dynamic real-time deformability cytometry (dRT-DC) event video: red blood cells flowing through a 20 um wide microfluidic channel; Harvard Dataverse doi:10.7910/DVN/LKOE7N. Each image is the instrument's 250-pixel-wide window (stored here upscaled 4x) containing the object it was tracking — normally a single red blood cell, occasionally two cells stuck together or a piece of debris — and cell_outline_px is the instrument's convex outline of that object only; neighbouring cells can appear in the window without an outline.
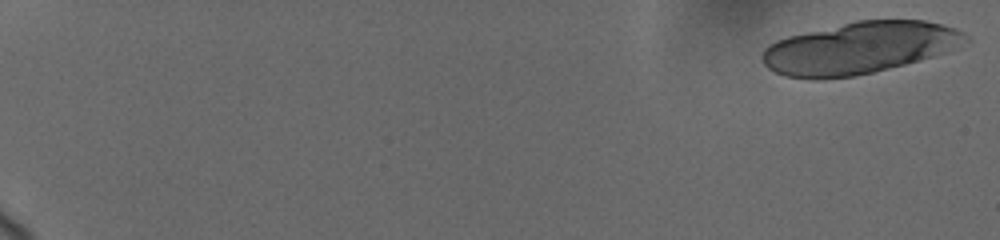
{"species": "human", "species_latin": "Homo sapiens", "temperature_condition": "cold", "stored_images_in_passage": 21, "camera_frame_rate_fps": 3000, "um_per_image_px": 0.085, "donor": {"sex": "female"}, "frame": {"image": 1, "passage_image": 1, "time_ms": 0.0, "image_size_px": [1000, 240], "cell_outline_px": [[972, 40], [944, 52], [932, 56], [904, 64], [856, 76], [824, 80], [812, 80], [784, 76], [768, 68], [764, 64], [760, 56], [764, 48], [768, 44], [776, 40], [788, 36], [856, 20], [924, 20], [956, 28], [968, 36]], "centroid_in_image_um": [73.0, 4.08], "position_along_channel_um": 12.0, "area_um2": 61.56}}
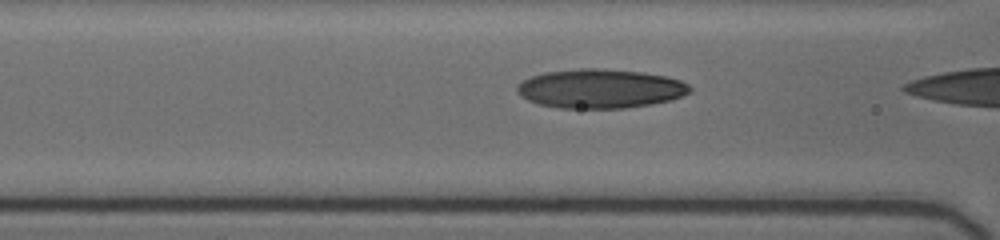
{"frame": {"image": 2, "passage_image": 20, "time_ms": 8.0, "image_size_px": [1000, 240], "cell_outline_px": [[692, 92], [672, 100], [652, 104], [624, 108], [560, 108], [536, 104], [520, 96], [516, 92], [516, 84], [532, 76], [544, 72], [580, 68], [604, 68], [640, 72], [664, 76], [680, 80], [688, 84], [692, 88]], "centroid_in_image_um": [51.0, 7.54], "position_along_channel_um": 115.6, "area_um2": 39.71}}